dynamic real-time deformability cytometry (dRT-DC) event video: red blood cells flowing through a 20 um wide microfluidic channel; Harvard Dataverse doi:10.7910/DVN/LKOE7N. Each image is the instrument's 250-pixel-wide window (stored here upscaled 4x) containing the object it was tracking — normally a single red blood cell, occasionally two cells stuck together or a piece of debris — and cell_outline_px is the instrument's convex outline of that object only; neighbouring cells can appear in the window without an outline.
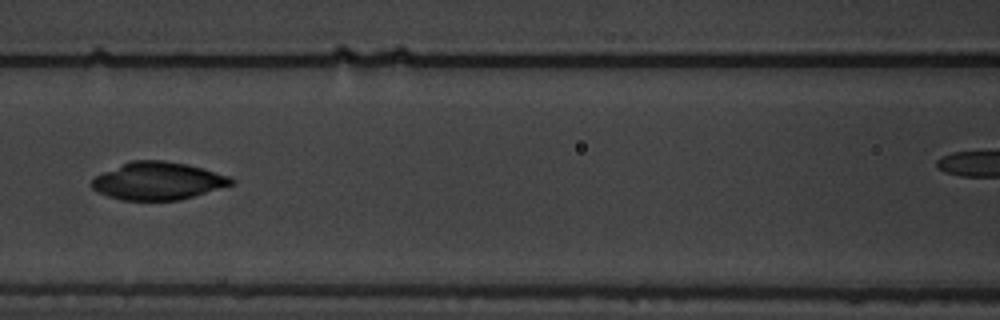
{"species": "common noctule bat (a hibernating species)", "species_latin": "Nyctalus noctula", "temperature_condition": "warm", "stored_images_in_passage": 14, "camera_frame_rate_fps": 3000, "um_per_image_px": 0.085, "animal": {"sex": "male", "body_mass_g": 19.5, "forearm_length_mm": 54.6}, "frame": {"image": 1, "passage_image": 8, "time_ms": 8.667, "image_size_px": [1000, 320], "cell_outline_px": [[236, 180], [232, 184], [180, 200], [124, 200], [108, 196], [92, 188], [92, 180], [96, 176], [128, 160], [164, 160], [188, 164], [228, 176]], "centroid_in_image_um": [13.41, 15.37], "position_along_channel_um": 153.2, "area_um2": 30.29}}
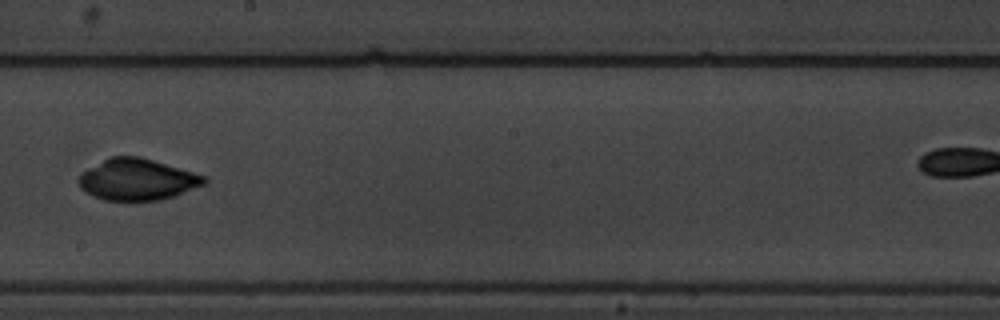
{"frame": {"image": 2, "passage_image": 10, "time_ms": 11.0, "image_size_px": [1000, 320], "cell_outline_px": [[208, 180], [204, 184], [172, 196], [160, 200], [104, 200], [92, 196], [84, 192], [80, 188], [76, 180], [88, 168], [112, 156], [140, 156], [208, 176]], "centroid_in_image_um": [11.65, 15.25], "position_along_channel_um": 236.5, "area_um2": 30.17}}